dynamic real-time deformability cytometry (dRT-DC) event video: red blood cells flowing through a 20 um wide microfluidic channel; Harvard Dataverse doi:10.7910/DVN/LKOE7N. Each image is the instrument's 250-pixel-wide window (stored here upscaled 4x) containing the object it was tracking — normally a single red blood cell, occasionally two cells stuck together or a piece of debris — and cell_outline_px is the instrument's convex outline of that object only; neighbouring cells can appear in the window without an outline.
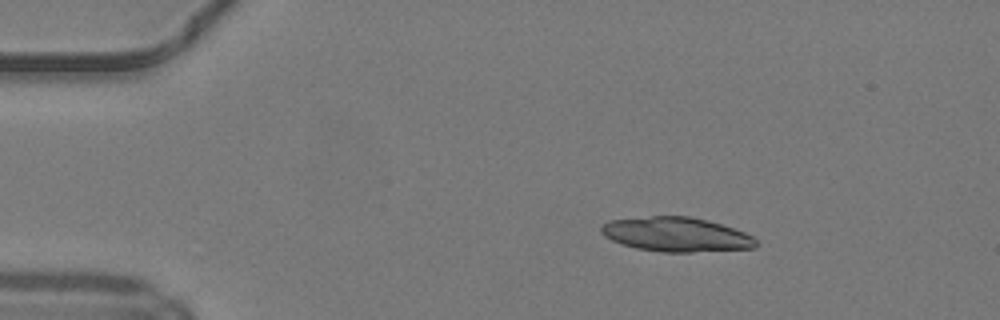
{"species": "common noctule bat (a hibernating species)", "species_latin": "Nyctalus noctula", "temperature_condition": "warm", "stored_images_in_passage": 41, "camera_frame_rate_fps": 3000, "um_per_image_px": 0.085, "animal": {"sex": "male", "body_mass_g": 19.2, "forearm_length_mm": 51.8}, "frame": {"image": 1, "passage_image": 1, "time_ms": 0.0, "image_size_px": [1000, 320], "cell_outline_px": [[756, 248], [692, 252], [660, 252], [636, 248], [620, 244], [604, 236], [600, 232], [600, 228], [608, 220], [652, 216], [688, 216], [708, 220], [744, 232], [752, 236], [756, 240]], "centroid_in_image_um": [57.45, 19.93], "position_along_channel_um": 27.5, "area_um2": 31.04}}
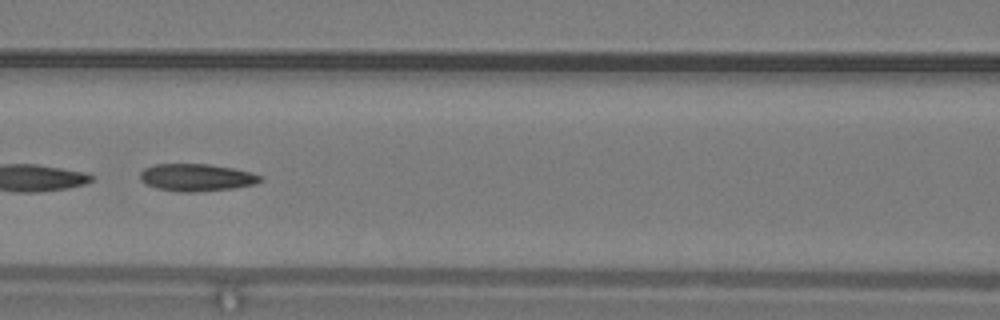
{"frame": {"image": 2, "passage_image": 15, "time_ms": 4.667, "image_size_px": [1000, 320], "cell_outline_px": [[264, 180], [256, 184], [232, 188], [196, 192], [180, 192], [156, 188], [140, 180], [140, 172], [144, 168], [156, 164], [208, 164], [232, 168], [252, 172], [260, 176]], "centroid_in_image_um": [16.71, 15.08], "position_along_channel_um": 149.9, "area_um2": 19.13}}
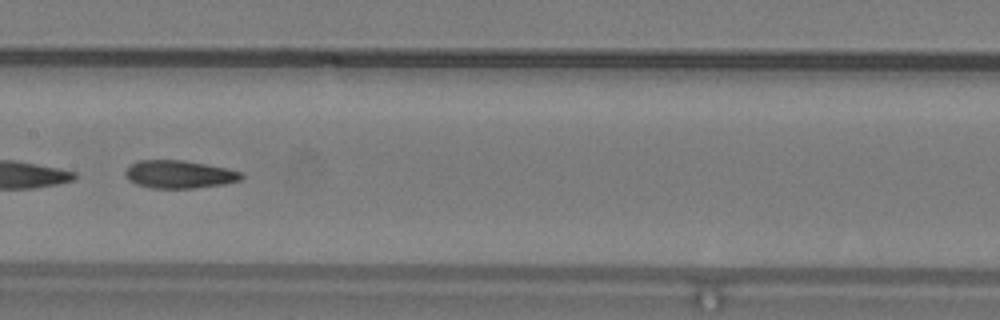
{"frame": {"image": 3, "passage_image": 18, "time_ms": 5.667, "image_size_px": [1000, 320], "cell_outline_px": [[244, 176], [240, 180], [224, 184], [196, 188], [152, 188], [136, 184], [128, 180], [124, 176], [124, 172], [136, 160], [184, 160], [228, 168], [244, 172]], "centroid_in_image_um": [15.25, 14.81], "position_along_channel_um": 192.1, "area_um2": 19.07}, "authors_computed_cell_mechanics": {"area_um2": 20.519, "velocity_mm_per_s": 4.2253, "shape_relaxation_time_tau1_ms": null, "shape_relaxation_time_tau2_ms": 3.7391, "deformation_change_tau1": null, "deformation_change_tau2": 0.1177}}